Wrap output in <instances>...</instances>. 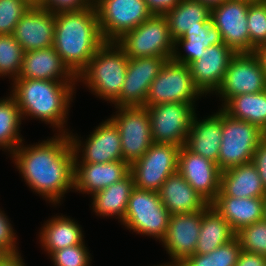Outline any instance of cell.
<instances>
[{"label":"cell","instance_id":"obj_1","mask_svg":"<svg viewBox=\"0 0 266 266\" xmlns=\"http://www.w3.org/2000/svg\"><path fill=\"white\" fill-rule=\"evenodd\" d=\"M11 156L26 184L49 203H60L74 190L75 155L68 133L27 147L22 142Z\"/></svg>","mask_w":266,"mask_h":266},{"label":"cell","instance_id":"obj_2","mask_svg":"<svg viewBox=\"0 0 266 266\" xmlns=\"http://www.w3.org/2000/svg\"><path fill=\"white\" fill-rule=\"evenodd\" d=\"M104 43L94 4L78 11L55 13L53 48L76 76Z\"/></svg>","mask_w":266,"mask_h":266},{"label":"cell","instance_id":"obj_3","mask_svg":"<svg viewBox=\"0 0 266 266\" xmlns=\"http://www.w3.org/2000/svg\"><path fill=\"white\" fill-rule=\"evenodd\" d=\"M12 82L10 93L18 104L22 120L30 116L58 128L59 134L69 133L64 124L75 93V82L22 78Z\"/></svg>","mask_w":266,"mask_h":266},{"label":"cell","instance_id":"obj_4","mask_svg":"<svg viewBox=\"0 0 266 266\" xmlns=\"http://www.w3.org/2000/svg\"><path fill=\"white\" fill-rule=\"evenodd\" d=\"M128 62L129 58L116 42H105L77 79L97 97L120 107V91L124 84Z\"/></svg>","mask_w":266,"mask_h":266},{"label":"cell","instance_id":"obj_5","mask_svg":"<svg viewBox=\"0 0 266 266\" xmlns=\"http://www.w3.org/2000/svg\"><path fill=\"white\" fill-rule=\"evenodd\" d=\"M115 42L128 58L162 57L171 60L174 51V40L164 15H151Z\"/></svg>","mask_w":266,"mask_h":266},{"label":"cell","instance_id":"obj_6","mask_svg":"<svg viewBox=\"0 0 266 266\" xmlns=\"http://www.w3.org/2000/svg\"><path fill=\"white\" fill-rule=\"evenodd\" d=\"M266 136L258 126L230 117L222 110V137L218 156L221 171L252 162L260 141Z\"/></svg>","mask_w":266,"mask_h":266},{"label":"cell","instance_id":"obj_7","mask_svg":"<svg viewBox=\"0 0 266 266\" xmlns=\"http://www.w3.org/2000/svg\"><path fill=\"white\" fill-rule=\"evenodd\" d=\"M171 214L163 205L158 192L134 187L128 200L122 224L138 234L164 238Z\"/></svg>","mask_w":266,"mask_h":266},{"label":"cell","instance_id":"obj_8","mask_svg":"<svg viewBox=\"0 0 266 266\" xmlns=\"http://www.w3.org/2000/svg\"><path fill=\"white\" fill-rule=\"evenodd\" d=\"M203 96L195 86L189 66L167 60L150 85L144 107L162 103H195Z\"/></svg>","mask_w":266,"mask_h":266},{"label":"cell","instance_id":"obj_9","mask_svg":"<svg viewBox=\"0 0 266 266\" xmlns=\"http://www.w3.org/2000/svg\"><path fill=\"white\" fill-rule=\"evenodd\" d=\"M109 119L120 133L123 160L131 165L140 159L154 143L149 112L144 106L115 107Z\"/></svg>","mask_w":266,"mask_h":266},{"label":"cell","instance_id":"obj_10","mask_svg":"<svg viewBox=\"0 0 266 266\" xmlns=\"http://www.w3.org/2000/svg\"><path fill=\"white\" fill-rule=\"evenodd\" d=\"M93 4L105 42H115L152 15L144 0H95Z\"/></svg>","mask_w":266,"mask_h":266},{"label":"cell","instance_id":"obj_11","mask_svg":"<svg viewBox=\"0 0 266 266\" xmlns=\"http://www.w3.org/2000/svg\"><path fill=\"white\" fill-rule=\"evenodd\" d=\"M180 146L153 143L147 152L130 165L134 187L158 192L163 183L177 172Z\"/></svg>","mask_w":266,"mask_h":266},{"label":"cell","instance_id":"obj_12","mask_svg":"<svg viewBox=\"0 0 266 266\" xmlns=\"http://www.w3.org/2000/svg\"><path fill=\"white\" fill-rule=\"evenodd\" d=\"M195 103H162L146 107L154 143L184 146L195 116Z\"/></svg>","mask_w":266,"mask_h":266},{"label":"cell","instance_id":"obj_13","mask_svg":"<svg viewBox=\"0 0 266 266\" xmlns=\"http://www.w3.org/2000/svg\"><path fill=\"white\" fill-rule=\"evenodd\" d=\"M265 90L266 74L256 53H236L215 94L224 101L223 106L232 97Z\"/></svg>","mask_w":266,"mask_h":266},{"label":"cell","instance_id":"obj_14","mask_svg":"<svg viewBox=\"0 0 266 266\" xmlns=\"http://www.w3.org/2000/svg\"><path fill=\"white\" fill-rule=\"evenodd\" d=\"M68 135L75 155L74 163H110L123 160L120 133L110 119L98 125L83 143L72 132Z\"/></svg>","mask_w":266,"mask_h":266},{"label":"cell","instance_id":"obj_15","mask_svg":"<svg viewBox=\"0 0 266 266\" xmlns=\"http://www.w3.org/2000/svg\"><path fill=\"white\" fill-rule=\"evenodd\" d=\"M252 1L226 0L211 9L212 23L220 31L223 43L235 53H250L247 13Z\"/></svg>","mask_w":266,"mask_h":266},{"label":"cell","instance_id":"obj_16","mask_svg":"<svg viewBox=\"0 0 266 266\" xmlns=\"http://www.w3.org/2000/svg\"><path fill=\"white\" fill-rule=\"evenodd\" d=\"M202 220V210L192 213L172 214L166 234L161 240L172 262L177 266L195 253Z\"/></svg>","mask_w":266,"mask_h":266},{"label":"cell","instance_id":"obj_17","mask_svg":"<svg viewBox=\"0 0 266 266\" xmlns=\"http://www.w3.org/2000/svg\"><path fill=\"white\" fill-rule=\"evenodd\" d=\"M177 171L210 204L216 199L221 182L217 163L182 146L178 153Z\"/></svg>","mask_w":266,"mask_h":266},{"label":"cell","instance_id":"obj_18","mask_svg":"<svg viewBox=\"0 0 266 266\" xmlns=\"http://www.w3.org/2000/svg\"><path fill=\"white\" fill-rule=\"evenodd\" d=\"M168 59L162 57L129 58L120 107L144 106L150 85Z\"/></svg>","mask_w":266,"mask_h":266},{"label":"cell","instance_id":"obj_19","mask_svg":"<svg viewBox=\"0 0 266 266\" xmlns=\"http://www.w3.org/2000/svg\"><path fill=\"white\" fill-rule=\"evenodd\" d=\"M235 54L224 43L212 45L203 50L200 59L188 65L193 82L203 95L217 91Z\"/></svg>","mask_w":266,"mask_h":266},{"label":"cell","instance_id":"obj_20","mask_svg":"<svg viewBox=\"0 0 266 266\" xmlns=\"http://www.w3.org/2000/svg\"><path fill=\"white\" fill-rule=\"evenodd\" d=\"M55 13L41 7H30L13 32L21 48L27 52L53 46Z\"/></svg>","mask_w":266,"mask_h":266},{"label":"cell","instance_id":"obj_21","mask_svg":"<svg viewBox=\"0 0 266 266\" xmlns=\"http://www.w3.org/2000/svg\"><path fill=\"white\" fill-rule=\"evenodd\" d=\"M18 78L78 82L53 46L24 52Z\"/></svg>","mask_w":266,"mask_h":266},{"label":"cell","instance_id":"obj_22","mask_svg":"<svg viewBox=\"0 0 266 266\" xmlns=\"http://www.w3.org/2000/svg\"><path fill=\"white\" fill-rule=\"evenodd\" d=\"M130 165L124 160L110 163H74V189L91 196L125 178Z\"/></svg>","mask_w":266,"mask_h":266},{"label":"cell","instance_id":"obj_23","mask_svg":"<svg viewBox=\"0 0 266 266\" xmlns=\"http://www.w3.org/2000/svg\"><path fill=\"white\" fill-rule=\"evenodd\" d=\"M221 137L222 109L220 108L217 113L202 120H198L195 114L184 146L189 151L212 160L218 166Z\"/></svg>","mask_w":266,"mask_h":266},{"label":"cell","instance_id":"obj_24","mask_svg":"<svg viewBox=\"0 0 266 266\" xmlns=\"http://www.w3.org/2000/svg\"><path fill=\"white\" fill-rule=\"evenodd\" d=\"M158 194L171 215L204 210L210 205L178 171L167 178Z\"/></svg>","mask_w":266,"mask_h":266},{"label":"cell","instance_id":"obj_25","mask_svg":"<svg viewBox=\"0 0 266 266\" xmlns=\"http://www.w3.org/2000/svg\"><path fill=\"white\" fill-rule=\"evenodd\" d=\"M217 196L235 198H264L266 190L252 162L221 171L220 191Z\"/></svg>","mask_w":266,"mask_h":266},{"label":"cell","instance_id":"obj_26","mask_svg":"<svg viewBox=\"0 0 266 266\" xmlns=\"http://www.w3.org/2000/svg\"><path fill=\"white\" fill-rule=\"evenodd\" d=\"M211 206L230 224L235 233L263 219L264 198L217 196Z\"/></svg>","mask_w":266,"mask_h":266},{"label":"cell","instance_id":"obj_27","mask_svg":"<svg viewBox=\"0 0 266 266\" xmlns=\"http://www.w3.org/2000/svg\"><path fill=\"white\" fill-rule=\"evenodd\" d=\"M222 43L221 33L210 19L199 28L187 30L181 38L174 41L172 60L189 65L191 62L200 59L203 50ZM178 46L184 49L185 53L183 55H181Z\"/></svg>","mask_w":266,"mask_h":266},{"label":"cell","instance_id":"obj_28","mask_svg":"<svg viewBox=\"0 0 266 266\" xmlns=\"http://www.w3.org/2000/svg\"><path fill=\"white\" fill-rule=\"evenodd\" d=\"M78 222L64 215L47 220L39 232L42 248L50 256L53 252L66 247L81 244L84 239Z\"/></svg>","mask_w":266,"mask_h":266},{"label":"cell","instance_id":"obj_29","mask_svg":"<svg viewBox=\"0 0 266 266\" xmlns=\"http://www.w3.org/2000/svg\"><path fill=\"white\" fill-rule=\"evenodd\" d=\"M134 188V178L129 173L122 180L111 184L92 195V209L97 216H118L122 222L127 211L128 200Z\"/></svg>","mask_w":266,"mask_h":266},{"label":"cell","instance_id":"obj_30","mask_svg":"<svg viewBox=\"0 0 266 266\" xmlns=\"http://www.w3.org/2000/svg\"><path fill=\"white\" fill-rule=\"evenodd\" d=\"M199 238L194 254H208L236 237L230 224L211 204L202 210Z\"/></svg>","mask_w":266,"mask_h":266},{"label":"cell","instance_id":"obj_31","mask_svg":"<svg viewBox=\"0 0 266 266\" xmlns=\"http://www.w3.org/2000/svg\"><path fill=\"white\" fill-rule=\"evenodd\" d=\"M165 18L173 40L181 38L187 30L203 26L211 18V9L195 0H180L178 6L166 13Z\"/></svg>","mask_w":266,"mask_h":266},{"label":"cell","instance_id":"obj_32","mask_svg":"<svg viewBox=\"0 0 266 266\" xmlns=\"http://www.w3.org/2000/svg\"><path fill=\"white\" fill-rule=\"evenodd\" d=\"M222 107L230 117L250 122L266 133V90L232 97Z\"/></svg>","mask_w":266,"mask_h":266},{"label":"cell","instance_id":"obj_33","mask_svg":"<svg viewBox=\"0 0 266 266\" xmlns=\"http://www.w3.org/2000/svg\"><path fill=\"white\" fill-rule=\"evenodd\" d=\"M22 117L14 96L0 99V149L10 151L12 154L24 141L20 135ZM23 139V140H22Z\"/></svg>","mask_w":266,"mask_h":266},{"label":"cell","instance_id":"obj_34","mask_svg":"<svg viewBox=\"0 0 266 266\" xmlns=\"http://www.w3.org/2000/svg\"><path fill=\"white\" fill-rule=\"evenodd\" d=\"M237 237L208 254H193L177 266H235L241 253Z\"/></svg>","mask_w":266,"mask_h":266},{"label":"cell","instance_id":"obj_35","mask_svg":"<svg viewBox=\"0 0 266 266\" xmlns=\"http://www.w3.org/2000/svg\"><path fill=\"white\" fill-rule=\"evenodd\" d=\"M24 52L13 34H0L1 77H11L12 81L18 78L22 68Z\"/></svg>","mask_w":266,"mask_h":266},{"label":"cell","instance_id":"obj_36","mask_svg":"<svg viewBox=\"0 0 266 266\" xmlns=\"http://www.w3.org/2000/svg\"><path fill=\"white\" fill-rule=\"evenodd\" d=\"M247 26L250 35V52L266 43V0H253L249 4Z\"/></svg>","mask_w":266,"mask_h":266},{"label":"cell","instance_id":"obj_37","mask_svg":"<svg viewBox=\"0 0 266 266\" xmlns=\"http://www.w3.org/2000/svg\"><path fill=\"white\" fill-rule=\"evenodd\" d=\"M242 251L266 257V220H259L236 233Z\"/></svg>","mask_w":266,"mask_h":266},{"label":"cell","instance_id":"obj_38","mask_svg":"<svg viewBox=\"0 0 266 266\" xmlns=\"http://www.w3.org/2000/svg\"><path fill=\"white\" fill-rule=\"evenodd\" d=\"M30 6L24 0H0V34H13Z\"/></svg>","mask_w":266,"mask_h":266},{"label":"cell","instance_id":"obj_39","mask_svg":"<svg viewBox=\"0 0 266 266\" xmlns=\"http://www.w3.org/2000/svg\"><path fill=\"white\" fill-rule=\"evenodd\" d=\"M85 246L83 241L81 244L57 250L49 257L54 266H90L91 257Z\"/></svg>","mask_w":266,"mask_h":266},{"label":"cell","instance_id":"obj_40","mask_svg":"<svg viewBox=\"0 0 266 266\" xmlns=\"http://www.w3.org/2000/svg\"><path fill=\"white\" fill-rule=\"evenodd\" d=\"M16 240V233L8 216L0 209V253L2 255L18 254L19 247L16 245Z\"/></svg>","mask_w":266,"mask_h":266},{"label":"cell","instance_id":"obj_41","mask_svg":"<svg viewBox=\"0 0 266 266\" xmlns=\"http://www.w3.org/2000/svg\"><path fill=\"white\" fill-rule=\"evenodd\" d=\"M91 0H44L41 8L53 13L78 11L90 7Z\"/></svg>","mask_w":266,"mask_h":266},{"label":"cell","instance_id":"obj_42","mask_svg":"<svg viewBox=\"0 0 266 266\" xmlns=\"http://www.w3.org/2000/svg\"><path fill=\"white\" fill-rule=\"evenodd\" d=\"M252 163L255 165L263 187L266 190V136L260 141L255 150Z\"/></svg>","mask_w":266,"mask_h":266},{"label":"cell","instance_id":"obj_43","mask_svg":"<svg viewBox=\"0 0 266 266\" xmlns=\"http://www.w3.org/2000/svg\"><path fill=\"white\" fill-rule=\"evenodd\" d=\"M152 15H165L178 6L180 0H144Z\"/></svg>","mask_w":266,"mask_h":266},{"label":"cell","instance_id":"obj_44","mask_svg":"<svg viewBox=\"0 0 266 266\" xmlns=\"http://www.w3.org/2000/svg\"><path fill=\"white\" fill-rule=\"evenodd\" d=\"M235 266H266V257L253 252L241 251Z\"/></svg>","mask_w":266,"mask_h":266},{"label":"cell","instance_id":"obj_45","mask_svg":"<svg viewBox=\"0 0 266 266\" xmlns=\"http://www.w3.org/2000/svg\"><path fill=\"white\" fill-rule=\"evenodd\" d=\"M0 266H26L21 254L2 255L0 257Z\"/></svg>","mask_w":266,"mask_h":266},{"label":"cell","instance_id":"obj_46","mask_svg":"<svg viewBox=\"0 0 266 266\" xmlns=\"http://www.w3.org/2000/svg\"><path fill=\"white\" fill-rule=\"evenodd\" d=\"M256 55L258 56V58L261 61L262 67H263V71L266 74V43L259 46L256 50H255Z\"/></svg>","mask_w":266,"mask_h":266},{"label":"cell","instance_id":"obj_47","mask_svg":"<svg viewBox=\"0 0 266 266\" xmlns=\"http://www.w3.org/2000/svg\"><path fill=\"white\" fill-rule=\"evenodd\" d=\"M195 1H199L200 3L208 6L210 9H212L215 6L221 5L226 0H195Z\"/></svg>","mask_w":266,"mask_h":266},{"label":"cell","instance_id":"obj_48","mask_svg":"<svg viewBox=\"0 0 266 266\" xmlns=\"http://www.w3.org/2000/svg\"><path fill=\"white\" fill-rule=\"evenodd\" d=\"M30 7H41L44 0H24Z\"/></svg>","mask_w":266,"mask_h":266},{"label":"cell","instance_id":"obj_49","mask_svg":"<svg viewBox=\"0 0 266 266\" xmlns=\"http://www.w3.org/2000/svg\"><path fill=\"white\" fill-rule=\"evenodd\" d=\"M263 219L266 220V196L264 197V212H263Z\"/></svg>","mask_w":266,"mask_h":266},{"label":"cell","instance_id":"obj_50","mask_svg":"<svg viewBox=\"0 0 266 266\" xmlns=\"http://www.w3.org/2000/svg\"><path fill=\"white\" fill-rule=\"evenodd\" d=\"M156 266H170V265H169V264H167V265H166V264H164V265H156Z\"/></svg>","mask_w":266,"mask_h":266}]
</instances>
